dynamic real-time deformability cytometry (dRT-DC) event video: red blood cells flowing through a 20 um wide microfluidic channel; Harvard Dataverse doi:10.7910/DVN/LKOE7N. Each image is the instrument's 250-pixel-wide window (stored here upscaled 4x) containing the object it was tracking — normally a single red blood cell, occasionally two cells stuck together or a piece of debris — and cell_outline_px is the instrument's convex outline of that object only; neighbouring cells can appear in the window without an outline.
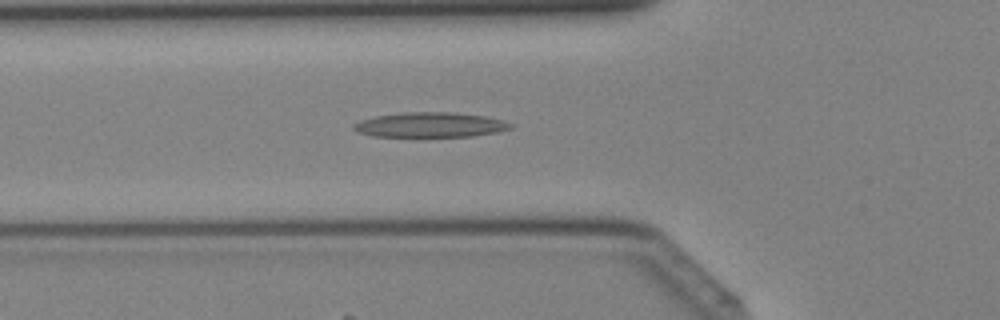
{"species": "Egyptian fruit bat (a non-hibernating species)", "species_latin": "Rousettus aegyptiacus", "temperature_condition": "cold", "stored_images_in_passage": 36, "segment_of_instrument_passage": [1, 2], "camera_frame_rate_fps": 3000, "um_per_image_px": 0.085, "animal": {"sex": "female"}, "frame": {"image": 1, "passage_image": 10, "time_ms": 3.0, "image_size_px": [1000, 320], "cell_outline_px": [[516, 124], [512, 128], [496, 132], [472, 136], [372, 136], [356, 132], [352, 128], [352, 124], [360, 120], [376, 116], [400, 112], [452, 112], [484, 116], [504, 120]], "centroid_in_image_um": [36.56, 10.6], "position_along_channel_um": 89.2, "area_um2": 22.89}}
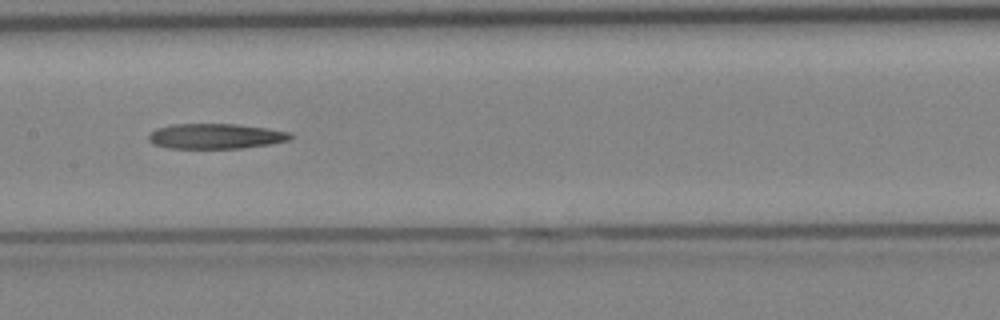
{"frame": {"image": 2, "passage_image": 16, "time_ms": 5.0, "image_size_px": [1000, 320], "cell_outline_px": [[296, 136], [292, 140], [268, 144], [240, 148], [168, 148], [156, 144], [148, 140], [148, 136], [156, 128], [172, 124], [236, 124], [268, 128], [292, 132]], "centroid_in_image_um": [18.41, 11.57], "position_along_channel_um": 189.0, "area_um2": 20.92}}
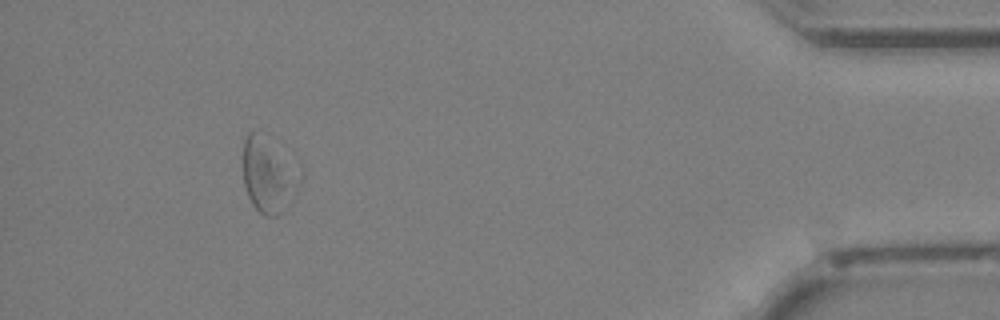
{"frame": {"image": 3, "passage_image": 33, "time_ms": 10.667, "image_size_px": [1000, 320], "cell_outline_px": [[284, 184], [276, 216], [264, 216], [252, 204], [248, 196], [244, 184], [244, 140], [248, 132], [256, 128], [276, 164]], "centroid_in_image_um": [22.23, 14.92], "position_along_channel_um": 413.0, "area_um2": 17.17}}